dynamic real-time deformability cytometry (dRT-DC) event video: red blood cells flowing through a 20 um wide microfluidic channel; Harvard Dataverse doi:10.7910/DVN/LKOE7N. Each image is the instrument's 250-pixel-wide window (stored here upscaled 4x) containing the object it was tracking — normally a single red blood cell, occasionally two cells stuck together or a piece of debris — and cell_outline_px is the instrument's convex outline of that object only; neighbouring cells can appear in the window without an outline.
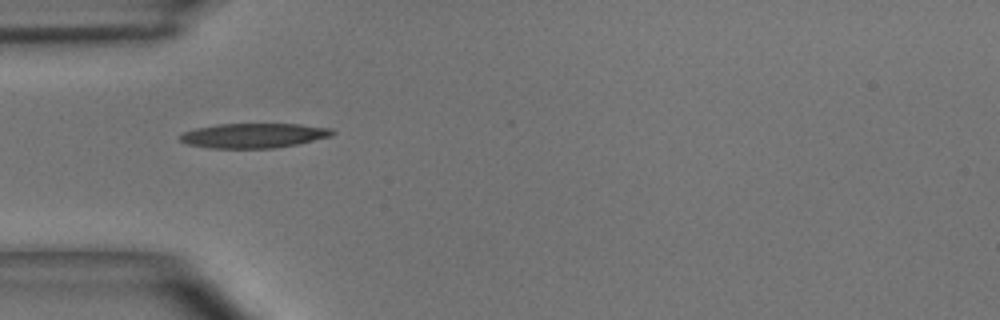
{"species": "common noctule bat (a hibernating species)", "species_latin": "Nyctalus noctula", "temperature_condition": "room temperature", "stored_images_in_passage": 35, "camera_frame_rate_fps": 3000, "um_per_image_px": 0.085, "animal": {"sex": "male", "body_mass_g": 15.6}, "frame": {"image": 1, "passage_image": 1, "time_ms": 0.0, "image_size_px": [1000, 320], "cell_outline_px": [[336, 132], [332, 136], [296, 144], [276, 148], [208, 148], [188, 144], [180, 140], [180, 136], [184, 132], [196, 128], [220, 124], [300, 124], [332, 128]], "centroid_in_image_um": [21.6, 11.52], "position_along_channel_um": 63.4, "area_um2": 21.85}}
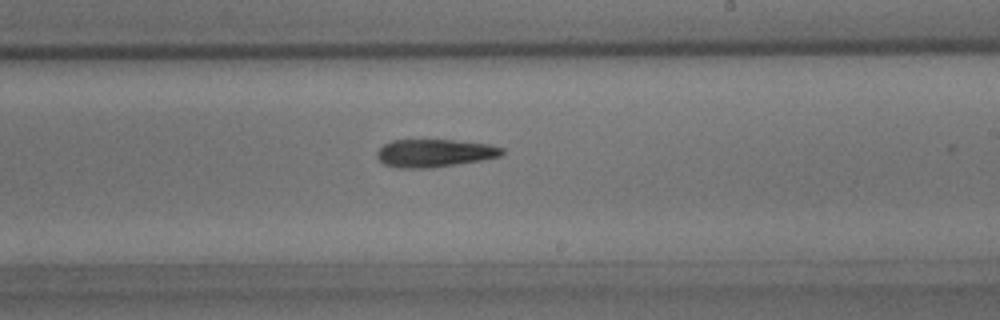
{"frame": {"image": 2, "passage_image": 15, "time_ms": 4.667, "image_size_px": [1000, 320], "cell_outline_px": [[504, 152], [500, 156], [480, 160], [432, 168], [396, 168], [384, 164], [376, 156], [376, 152], [384, 144], [392, 140], [452, 140], [488, 144], [504, 148]], "centroid_in_image_um": [36.9, 13.01], "position_along_channel_um": 252.1, "area_um2": 20.23}}
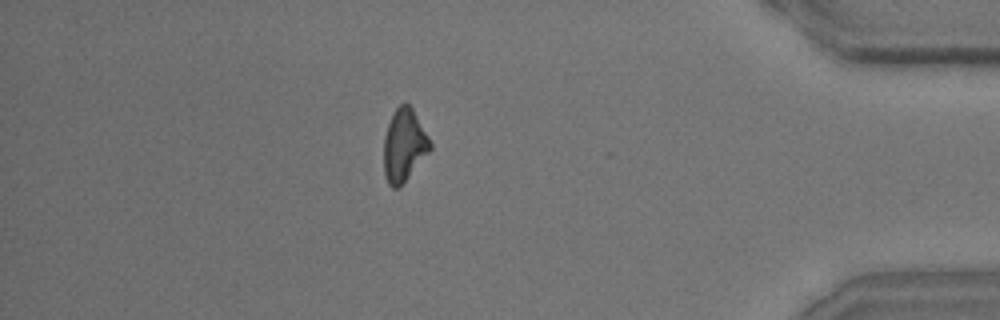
{"frame": {"image": 3, "passage_image": 29, "time_ms": 9.333, "image_size_px": [1000, 320], "cell_outline_px": [[432, 148], [400, 188], [392, 188], [388, 184], [384, 176], [384, 136], [392, 112], [400, 104], [408, 104], [412, 108], [428, 136], [432, 144]], "centroid_in_image_um": [34.33, 12.38], "position_along_channel_um": 400.9, "area_um2": 19.65}, "authors_computed_cell_mechanics": {"area_um2": 20.2878, "velocity_mm_per_s": 4.0396, "shape_relaxation_time_tau1_ms": 6.81, "shape_relaxation_time_tau2_ms": null, "deformation_change_tau1": 0.1842, "deformation_change_tau2": null}}